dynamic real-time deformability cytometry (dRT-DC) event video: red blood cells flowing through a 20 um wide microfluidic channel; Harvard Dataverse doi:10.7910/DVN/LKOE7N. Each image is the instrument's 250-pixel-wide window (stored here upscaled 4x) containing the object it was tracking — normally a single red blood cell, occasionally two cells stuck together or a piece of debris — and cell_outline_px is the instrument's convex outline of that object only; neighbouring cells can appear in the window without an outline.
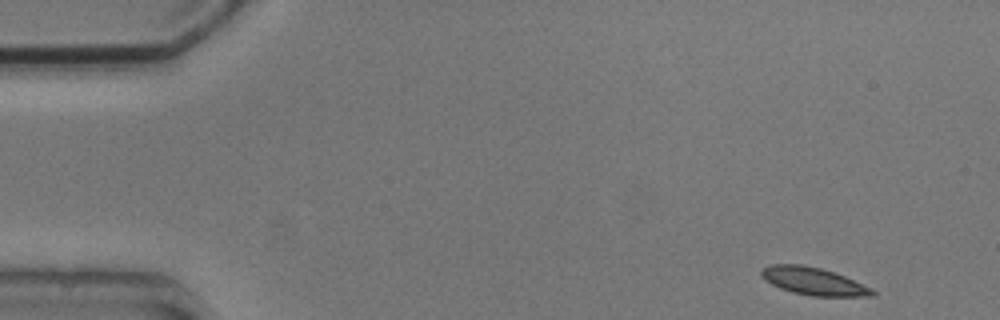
{"species": "common noctule bat (a hibernating species)", "species_latin": "Nyctalus noctula", "temperature_condition": "cold", "stored_images_in_passage": 8, "camera_frame_rate_fps": 3000, "um_per_image_px": 0.085, "animal": {"sex": "male", "body_mass_g": 20.5, "forearm_length_mm": 52.5}, "frame": {"image": 1, "passage_image": 1, "time_ms": 0.0, "image_size_px": [1000, 320], "cell_outline_px": [[876, 296], [812, 296], [792, 292], [780, 288], [764, 280], [760, 276], [760, 272], [768, 264], [804, 264], [836, 272], [872, 288], [876, 292]], "centroid_in_image_um": [69.15, 23.89], "position_along_channel_um": 15.9, "area_um2": 18.03}}
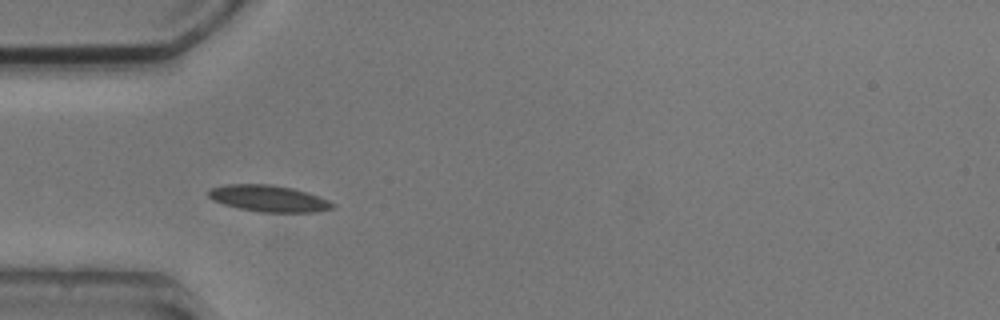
{"frame": {"image": 2, "passage_image": 4, "time_ms": 4.0, "image_size_px": [1000, 320], "cell_outline_px": [[336, 204], [332, 208], [312, 212], [260, 212], [240, 208], [224, 204], [212, 200], [208, 196], [208, 188], [224, 184], [272, 184], [292, 188], [308, 192], [328, 200]], "centroid_in_image_um": [22.8, 16.85], "position_along_channel_um": 62.2, "area_um2": 19.19}}